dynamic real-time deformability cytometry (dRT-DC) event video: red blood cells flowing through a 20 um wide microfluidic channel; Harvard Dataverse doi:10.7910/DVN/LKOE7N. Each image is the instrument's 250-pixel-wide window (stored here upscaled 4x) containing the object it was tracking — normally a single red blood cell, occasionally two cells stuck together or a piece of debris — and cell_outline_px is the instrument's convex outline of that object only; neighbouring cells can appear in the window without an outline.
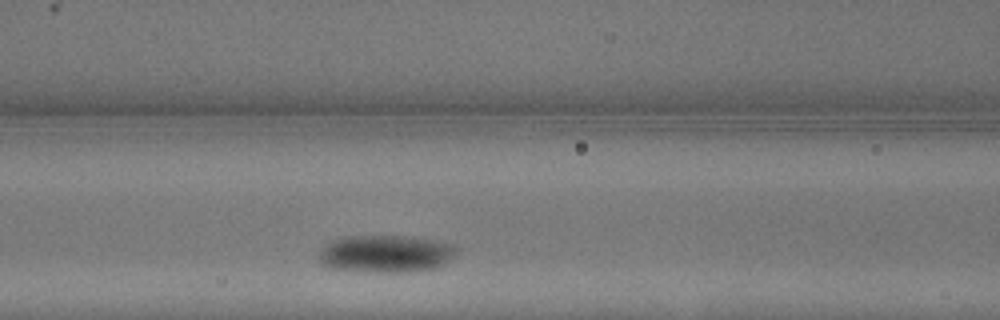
{"species": "common noctule bat (a hibernating species)", "species_latin": "Nyctalus noctula", "temperature_condition": "warm", "stored_images_in_passage": 9, "camera_frame_rate_fps": 3000, "um_per_image_px": 0.085, "animal": {"sex": "male", "body_mass_g": 13.3}, "frame": {"image": 1, "passage_image": 4, "time_ms": 1.0, "image_size_px": [1000, 320], "cell_outline_px": [[456, 256], [444, 264], [436, 268], [408, 272], [368, 272], [332, 268], [320, 264], [320, 248], [332, 240], [348, 236], [404, 236], [432, 240], [452, 244], [456, 248]], "centroid_in_image_um": [32.78, 21.58], "position_along_channel_um": 133.8, "area_um2": 30.06}}
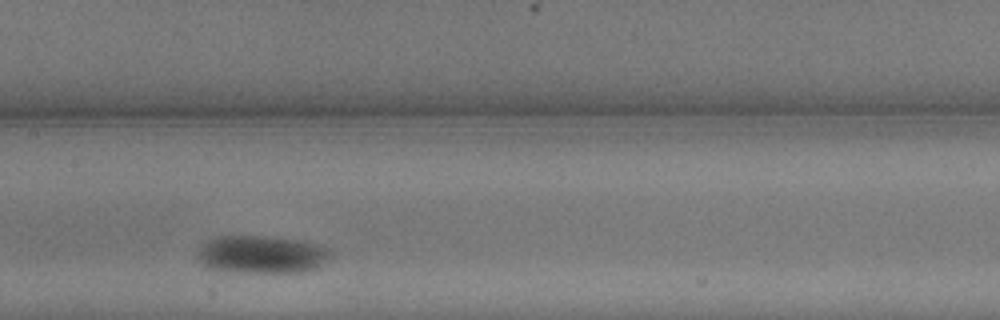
{"frame": {"image": 2, "passage_image": 6, "time_ms": 1.667, "image_size_px": [1000, 320], "cell_outline_px": [[332, 252], [328, 260], [320, 268], [304, 272], [244, 272], [212, 268], [204, 264], [200, 260], [200, 248], [204, 244], [220, 236], [264, 236], [320, 244], [328, 248]], "centroid_in_image_um": [22.37, 21.64], "position_along_channel_um": 185.0, "area_um2": 28.73}}
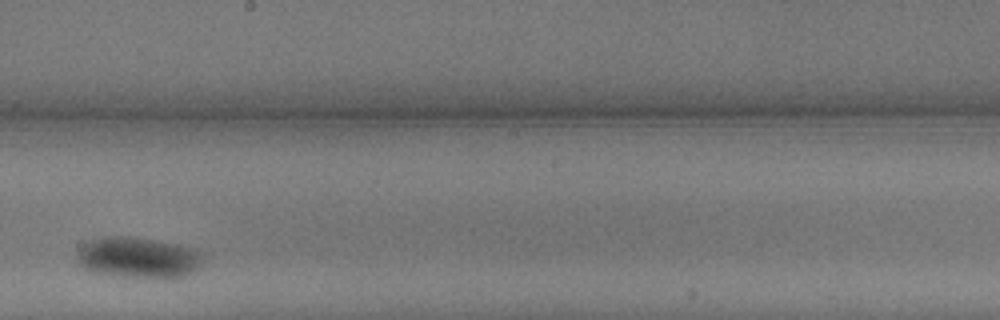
{"frame": {"image": 3, "passage_image": 8, "time_ms": 2.333, "image_size_px": [1000, 320], "cell_outline_px": [[208, 260], [196, 272], [184, 276], [132, 276], [92, 272], [84, 268], [76, 260], [76, 252], [84, 244], [92, 240], [104, 236], [128, 236], [176, 244], [196, 248], [204, 252], [208, 256]], "centroid_in_image_um": [11.85, 21.87], "position_along_channel_um": 236.4, "area_um2": 30.11}}